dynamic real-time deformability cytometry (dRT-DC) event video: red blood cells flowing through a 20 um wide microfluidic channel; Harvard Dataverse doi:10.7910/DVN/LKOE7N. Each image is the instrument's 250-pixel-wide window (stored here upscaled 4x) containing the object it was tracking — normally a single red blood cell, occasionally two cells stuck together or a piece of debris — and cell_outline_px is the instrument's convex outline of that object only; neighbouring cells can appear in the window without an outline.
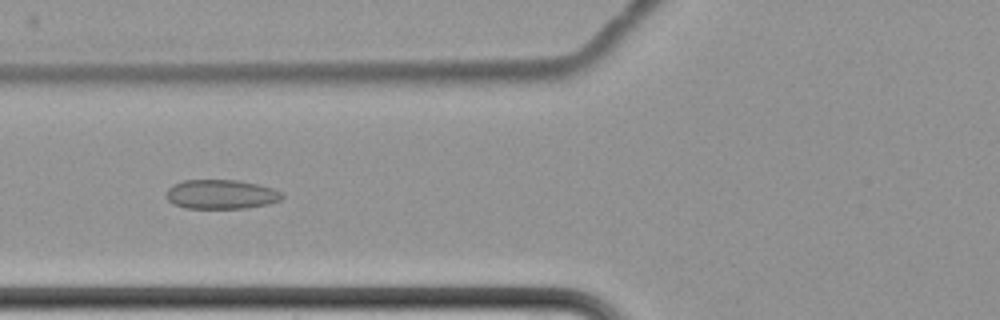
{"species": "common noctule bat (a hibernating species)", "species_latin": "Nyctalus noctula", "temperature_condition": "cold", "stored_images_in_passage": 6, "camera_frame_rate_fps": 3000, "um_per_image_px": 0.085, "animal": {"sex": "female", "body_mass_g": 22.7, "forearm_length_mm": 54.2}, "frame": {"image": 1, "passage_image": 3, "time_ms": 2.667, "image_size_px": [1000, 320], "cell_outline_px": [[284, 196], [280, 200], [268, 204], [244, 208], [184, 208], [172, 204], [164, 196], [168, 188], [172, 184], [184, 180], [236, 180], [256, 184], [272, 188], [280, 192]], "centroid_in_image_um": [18.73, 16.52], "position_along_channel_um": 107.1, "area_um2": 19.83}}
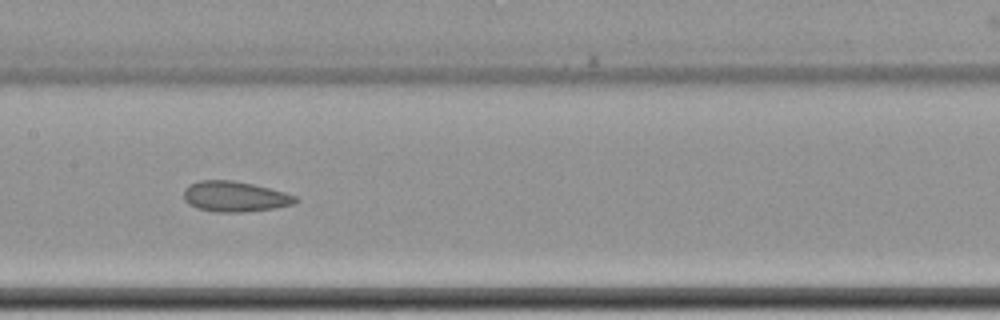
{"frame": {"image": 2, "passage_image": 5, "time_ms": 5.0, "image_size_px": [1000, 320], "cell_outline_px": [[300, 200], [292, 204], [276, 208], [240, 212], [216, 212], [196, 208], [188, 204], [184, 200], [184, 188], [188, 184], [200, 180], [232, 180], [252, 184], [284, 192], [296, 196]], "centroid_in_image_um": [19.93, 16.7], "position_along_channel_um": 187.5, "area_um2": 19.88}}
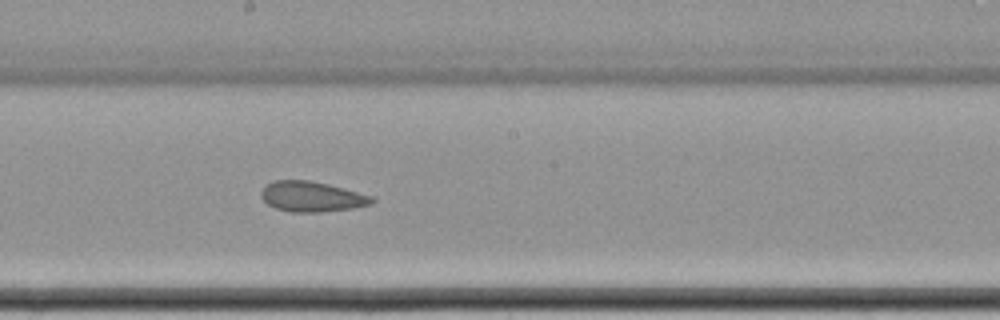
{"frame": {"image": 3, "passage_image": 6, "time_ms": 6.0, "image_size_px": [1000, 320], "cell_outline_px": [[376, 200], [372, 204], [352, 208], [324, 212], [292, 212], [276, 208], [268, 204], [260, 196], [260, 192], [272, 180], [308, 180], [328, 184], [344, 188], [372, 196]], "centroid_in_image_um": [26.51, 16.71], "position_along_channel_um": 221.7, "area_um2": 19.54}}